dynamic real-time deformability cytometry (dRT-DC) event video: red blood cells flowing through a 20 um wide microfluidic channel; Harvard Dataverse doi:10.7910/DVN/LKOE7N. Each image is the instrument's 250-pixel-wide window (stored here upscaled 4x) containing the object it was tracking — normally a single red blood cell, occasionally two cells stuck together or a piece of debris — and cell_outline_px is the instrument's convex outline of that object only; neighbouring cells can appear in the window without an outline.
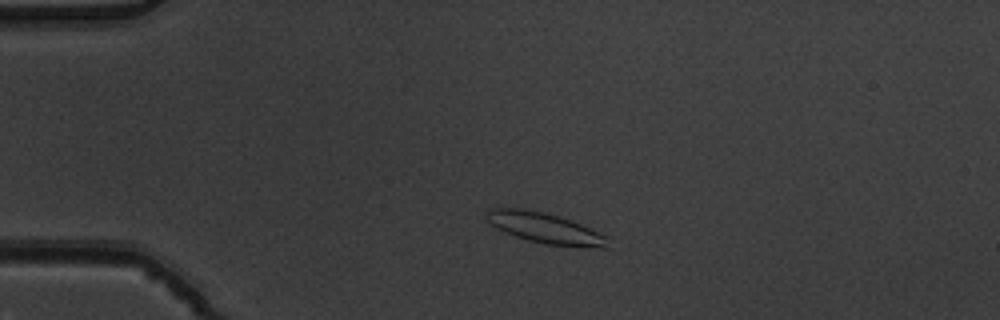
{"species": "common noctule bat (a hibernating species)", "species_latin": "Nyctalus noctula", "temperature_condition": "warm", "stored_images_in_passage": 4, "camera_frame_rate_fps": 3000, "um_per_image_px": 0.085, "animal": {"sex": "male", "body_mass_g": 19.5, "forearm_length_mm": 54.6}, "frame": {"image": 1, "passage_image": 3, "time_ms": 0.667, "image_size_px": [1000, 320], "cell_outline_px": [[612, 248], [600, 248], [544, 244], [528, 240], [516, 236], [496, 228], [488, 224], [484, 216], [488, 208], [520, 208], [544, 212], [580, 224], [608, 236]], "centroid_in_image_um": [46.33, 19.4], "position_along_channel_um": 38.7, "area_um2": 21.73}}